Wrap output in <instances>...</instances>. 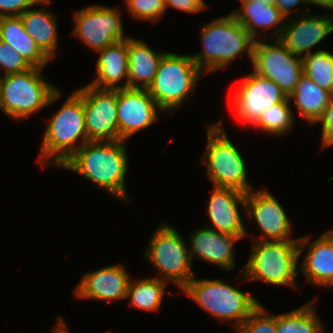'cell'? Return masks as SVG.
I'll use <instances>...</instances> for the list:
<instances>
[{
  "mask_svg": "<svg viewBox=\"0 0 333 333\" xmlns=\"http://www.w3.org/2000/svg\"><path fill=\"white\" fill-rule=\"evenodd\" d=\"M126 142L88 141L60 167L80 174L103 192L131 204L125 183L129 169Z\"/></svg>",
  "mask_w": 333,
  "mask_h": 333,
  "instance_id": "obj_1",
  "label": "cell"
},
{
  "mask_svg": "<svg viewBox=\"0 0 333 333\" xmlns=\"http://www.w3.org/2000/svg\"><path fill=\"white\" fill-rule=\"evenodd\" d=\"M44 133L37 159L43 168L46 165L60 168L88 142L83 98L77 90L68 96L60 109L49 119Z\"/></svg>",
  "mask_w": 333,
  "mask_h": 333,
  "instance_id": "obj_2",
  "label": "cell"
},
{
  "mask_svg": "<svg viewBox=\"0 0 333 333\" xmlns=\"http://www.w3.org/2000/svg\"><path fill=\"white\" fill-rule=\"evenodd\" d=\"M200 33L202 49L191 57L204 74L225 69L246 51L252 62L255 39L232 13L205 23Z\"/></svg>",
  "mask_w": 333,
  "mask_h": 333,
  "instance_id": "obj_3",
  "label": "cell"
},
{
  "mask_svg": "<svg viewBox=\"0 0 333 333\" xmlns=\"http://www.w3.org/2000/svg\"><path fill=\"white\" fill-rule=\"evenodd\" d=\"M41 72L42 68L32 67L21 73L0 75L1 112L21 121L58 101L61 91Z\"/></svg>",
  "mask_w": 333,
  "mask_h": 333,
  "instance_id": "obj_4",
  "label": "cell"
},
{
  "mask_svg": "<svg viewBox=\"0 0 333 333\" xmlns=\"http://www.w3.org/2000/svg\"><path fill=\"white\" fill-rule=\"evenodd\" d=\"M201 309L216 319L230 321L236 330L261 304L251 293L216 279L194 278L182 290Z\"/></svg>",
  "mask_w": 333,
  "mask_h": 333,
  "instance_id": "obj_5",
  "label": "cell"
},
{
  "mask_svg": "<svg viewBox=\"0 0 333 333\" xmlns=\"http://www.w3.org/2000/svg\"><path fill=\"white\" fill-rule=\"evenodd\" d=\"M299 240L262 241L252 243L247 263L238 276L244 282L261 280L279 286H294L299 274Z\"/></svg>",
  "mask_w": 333,
  "mask_h": 333,
  "instance_id": "obj_6",
  "label": "cell"
},
{
  "mask_svg": "<svg viewBox=\"0 0 333 333\" xmlns=\"http://www.w3.org/2000/svg\"><path fill=\"white\" fill-rule=\"evenodd\" d=\"M223 120L207 125V145L201 162L215 187L233 188L248 193L255 189L248 182L245 159L228 138Z\"/></svg>",
  "mask_w": 333,
  "mask_h": 333,
  "instance_id": "obj_7",
  "label": "cell"
},
{
  "mask_svg": "<svg viewBox=\"0 0 333 333\" xmlns=\"http://www.w3.org/2000/svg\"><path fill=\"white\" fill-rule=\"evenodd\" d=\"M203 74L191 55L166 52L147 90L162 112L171 113L183 107L188 96L194 94L195 86Z\"/></svg>",
  "mask_w": 333,
  "mask_h": 333,
  "instance_id": "obj_8",
  "label": "cell"
},
{
  "mask_svg": "<svg viewBox=\"0 0 333 333\" xmlns=\"http://www.w3.org/2000/svg\"><path fill=\"white\" fill-rule=\"evenodd\" d=\"M157 226L144 257L157 269L156 278L171 282L183 290L195 276L189 245H186V241L174 226L166 223Z\"/></svg>",
  "mask_w": 333,
  "mask_h": 333,
  "instance_id": "obj_9",
  "label": "cell"
},
{
  "mask_svg": "<svg viewBox=\"0 0 333 333\" xmlns=\"http://www.w3.org/2000/svg\"><path fill=\"white\" fill-rule=\"evenodd\" d=\"M251 65L256 74L275 82L287 97L304 74L302 58L292 54L278 38L255 40Z\"/></svg>",
  "mask_w": 333,
  "mask_h": 333,
  "instance_id": "obj_10",
  "label": "cell"
},
{
  "mask_svg": "<svg viewBox=\"0 0 333 333\" xmlns=\"http://www.w3.org/2000/svg\"><path fill=\"white\" fill-rule=\"evenodd\" d=\"M73 18L75 23L72 35L94 52L129 37L124 34L121 13L117 8L87 5L77 10Z\"/></svg>",
  "mask_w": 333,
  "mask_h": 333,
  "instance_id": "obj_11",
  "label": "cell"
},
{
  "mask_svg": "<svg viewBox=\"0 0 333 333\" xmlns=\"http://www.w3.org/2000/svg\"><path fill=\"white\" fill-rule=\"evenodd\" d=\"M76 90L83 98L88 141L119 140L117 90L99 89L89 84Z\"/></svg>",
  "mask_w": 333,
  "mask_h": 333,
  "instance_id": "obj_12",
  "label": "cell"
},
{
  "mask_svg": "<svg viewBox=\"0 0 333 333\" xmlns=\"http://www.w3.org/2000/svg\"><path fill=\"white\" fill-rule=\"evenodd\" d=\"M232 95V109L237 115L236 118L250 127L259 120L265 110L288 98L275 82L254 71L244 76Z\"/></svg>",
  "mask_w": 333,
  "mask_h": 333,
  "instance_id": "obj_13",
  "label": "cell"
},
{
  "mask_svg": "<svg viewBox=\"0 0 333 333\" xmlns=\"http://www.w3.org/2000/svg\"><path fill=\"white\" fill-rule=\"evenodd\" d=\"M245 214L257 224V230L263 233L262 241H285L291 239L292 224L283 206L267 189L251 190L246 193ZM261 238V239H260Z\"/></svg>",
  "mask_w": 333,
  "mask_h": 333,
  "instance_id": "obj_14",
  "label": "cell"
},
{
  "mask_svg": "<svg viewBox=\"0 0 333 333\" xmlns=\"http://www.w3.org/2000/svg\"><path fill=\"white\" fill-rule=\"evenodd\" d=\"M294 12L291 19H286L278 39L292 54L304 58L312 53L311 49L315 45L333 32V16L332 13L318 15L308 12L310 13L308 15L302 10H300L301 13L298 10Z\"/></svg>",
  "mask_w": 333,
  "mask_h": 333,
  "instance_id": "obj_15",
  "label": "cell"
},
{
  "mask_svg": "<svg viewBox=\"0 0 333 333\" xmlns=\"http://www.w3.org/2000/svg\"><path fill=\"white\" fill-rule=\"evenodd\" d=\"M119 140L127 141L132 135L157 122L162 110L147 89H117Z\"/></svg>",
  "mask_w": 333,
  "mask_h": 333,
  "instance_id": "obj_16",
  "label": "cell"
},
{
  "mask_svg": "<svg viewBox=\"0 0 333 333\" xmlns=\"http://www.w3.org/2000/svg\"><path fill=\"white\" fill-rule=\"evenodd\" d=\"M246 193L224 187H213L209 198L207 213L212 228L220 233L239 236L241 239L247 236V227L245 226L240 209L245 207Z\"/></svg>",
  "mask_w": 333,
  "mask_h": 333,
  "instance_id": "obj_17",
  "label": "cell"
},
{
  "mask_svg": "<svg viewBox=\"0 0 333 333\" xmlns=\"http://www.w3.org/2000/svg\"><path fill=\"white\" fill-rule=\"evenodd\" d=\"M125 265L115 264L82 275L74 296L89 300H123L127 297L130 275Z\"/></svg>",
  "mask_w": 333,
  "mask_h": 333,
  "instance_id": "obj_18",
  "label": "cell"
},
{
  "mask_svg": "<svg viewBox=\"0 0 333 333\" xmlns=\"http://www.w3.org/2000/svg\"><path fill=\"white\" fill-rule=\"evenodd\" d=\"M299 238V257L309 248L299 266L306 277V283L313 286L333 288V230L325 231L320 237L310 242L312 237Z\"/></svg>",
  "mask_w": 333,
  "mask_h": 333,
  "instance_id": "obj_19",
  "label": "cell"
},
{
  "mask_svg": "<svg viewBox=\"0 0 333 333\" xmlns=\"http://www.w3.org/2000/svg\"><path fill=\"white\" fill-rule=\"evenodd\" d=\"M189 240L192 262L194 258L202 259L225 271H231L236 266L234 244L241 240L239 236L220 233L205 225L195 229Z\"/></svg>",
  "mask_w": 333,
  "mask_h": 333,
  "instance_id": "obj_20",
  "label": "cell"
},
{
  "mask_svg": "<svg viewBox=\"0 0 333 333\" xmlns=\"http://www.w3.org/2000/svg\"><path fill=\"white\" fill-rule=\"evenodd\" d=\"M95 80L88 83L99 89H125L128 88V48L127 39L115 42L96 52ZM125 81L121 83L123 80ZM120 82V84H119Z\"/></svg>",
  "mask_w": 333,
  "mask_h": 333,
  "instance_id": "obj_21",
  "label": "cell"
},
{
  "mask_svg": "<svg viewBox=\"0 0 333 333\" xmlns=\"http://www.w3.org/2000/svg\"><path fill=\"white\" fill-rule=\"evenodd\" d=\"M231 13L235 16L249 34L255 39L260 38V32L266 31L265 29L274 28L275 30L270 34V37L265 38H279L282 30L284 29L286 19L281 12L273 5H267L260 0H247L241 7ZM276 27V28H275ZM261 28V29H259ZM259 29V30H258Z\"/></svg>",
  "mask_w": 333,
  "mask_h": 333,
  "instance_id": "obj_22",
  "label": "cell"
},
{
  "mask_svg": "<svg viewBox=\"0 0 333 333\" xmlns=\"http://www.w3.org/2000/svg\"><path fill=\"white\" fill-rule=\"evenodd\" d=\"M128 88L148 89L166 52L156 51L142 40L127 38Z\"/></svg>",
  "mask_w": 333,
  "mask_h": 333,
  "instance_id": "obj_23",
  "label": "cell"
},
{
  "mask_svg": "<svg viewBox=\"0 0 333 333\" xmlns=\"http://www.w3.org/2000/svg\"><path fill=\"white\" fill-rule=\"evenodd\" d=\"M52 0H39V8L28 9L20 15L27 34L36 42L39 48L51 59L55 58V53L59 43L57 28V17L46 7ZM46 7H45V6ZM45 7V8H44Z\"/></svg>",
  "mask_w": 333,
  "mask_h": 333,
  "instance_id": "obj_24",
  "label": "cell"
},
{
  "mask_svg": "<svg viewBox=\"0 0 333 333\" xmlns=\"http://www.w3.org/2000/svg\"><path fill=\"white\" fill-rule=\"evenodd\" d=\"M0 40L19 52L32 67L43 69L51 61L27 34L20 16L0 17Z\"/></svg>",
  "mask_w": 333,
  "mask_h": 333,
  "instance_id": "obj_25",
  "label": "cell"
},
{
  "mask_svg": "<svg viewBox=\"0 0 333 333\" xmlns=\"http://www.w3.org/2000/svg\"><path fill=\"white\" fill-rule=\"evenodd\" d=\"M293 100L297 112L309 125L315 124L329 106L333 94L320 88L306 75H302L294 92L288 97Z\"/></svg>",
  "mask_w": 333,
  "mask_h": 333,
  "instance_id": "obj_26",
  "label": "cell"
},
{
  "mask_svg": "<svg viewBox=\"0 0 333 333\" xmlns=\"http://www.w3.org/2000/svg\"><path fill=\"white\" fill-rule=\"evenodd\" d=\"M167 282L155 277L129 280L127 297L129 305L142 311H158L162 305Z\"/></svg>",
  "mask_w": 333,
  "mask_h": 333,
  "instance_id": "obj_27",
  "label": "cell"
},
{
  "mask_svg": "<svg viewBox=\"0 0 333 333\" xmlns=\"http://www.w3.org/2000/svg\"><path fill=\"white\" fill-rule=\"evenodd\" d=\"M314 300L290 312L276 315V333H324L317 308L313 306Z\"/></svg>",
  "mask_w": 333,
  "mask_h": 333,
  "instance_id": "obj_28",
  "label": "cell"
},
{
  "mask_svg": "<svg viewBox=\"0 0 333 333\" xmlns=\"http://www.w3.org/2000/svg\"><path fill=\"white\" fill-rule=\"evenodd\" d=\"M290 102L287 98L284 102L271 106L262 113L253 126L259 128L262 132H266L267 135L276 137L287 135L295 124V116L292 107H290Z\"/></svg>",
  "mask_w": 333,
  "mask_h": 333,
  "instance_id": "obj_29",
  "label": "cell"
},
{
  "mask_svg": "<svg viewBox=\"0 0 333 333\" xmlns=\"http://www.w3.org/2000/svg\"><path fill=\"white\" fill-rule=\"evenodd\" d=\"M302 60L304 75L320 88L333 94V54L327 50L318 49Z\"/></svg>",
  "mask_w": 333,
  "mask_h": 333,
  "instance_id": "obj_30",
  "label": "cell"
},
{
  "mask_svg": "<svg viewBox=\"0 0 333 333\" xmlns=\"http://www.w3.org/2000/svg\"><path fill=\"white\" fill-rule=\"evenodd\" d=\"M127 11L134 20L154 22L166 11L165 0H125Z\"/></svg>",
  "mask_w": 333,
  "mask_h": 333,
  "instance_id": "obj_31",
  "label": "cell"
},
{
  "mask_svg": "<svg viewBox=\"0 0 333 333\" xmlns=\"http://www.w3.org/2000/svg\"><path fill=\"white\" fill-rule=\"evenodd\" d=\"M263 305H259L236 329L237 333H276V315H269Z\"/></svg>",
  "mask_w": 333,
  "mask_h": 333,
  "instance_id": "obj_32",
  "label": "cell"
},
{
  "mask_svg": "<svg viewBox=\"0 0 333 333\" xmlns=\"http://www.w3.org/2000/svg\"><path fill=\"white\" fill-rule=\"evenodd\" d=\"M0 68L3 75L21 73L32 68V66L13 49L9 44L0 40Z\"/></svg>",
  "mask_w": 333,
  "mask_h": 333,
  "instance_id": "obj_33",
  "label": "cell"
},
{
  "mask_svg": "<svg viewBox=\"0 0 333 333\" xmlns=\"http://www.w3.org/2000/svg\"><path fill=\"white\" fill-rule=\"evenodd\" d=\"M317 123L322 125L321 148H327L330 145H333V98L331 99L329 106L315 124Z\"/></svg>",
  "mask_w": 333,
  "mask_h": 333,
  "instance_id": "obj_34",
  "label": "cell"
},
{
  "mask_svg": "<svg viewBox=\"0 0 333 333\" xmlns=\"http://www.w3.org/2000/svg\"><path fill=\"white\" fill-rule=\"evenodd\" d=\"M34 5H39V0H0V17L20 16Z\"/></svg>",
  "mask_w": 333,
  "mask_h": 333,
  "instance_id": "obj_35",
  "label": "cell"
},
{
  "mask_svg": "<svg viewBox=\"0 0 333 333\" xmlns=\"http://www.w3.org/2000/svg\"><path fill=\"white\" fill-rule=\"evenodd\" d=\"M165 2L166 8L172 7L173 9L189 14L207 9L204 0H165Z\"/></svg>",
  "mask_w": 333,
  "mask_h": 333,
  "instance_id": "obj_36",
  "label": "cell"
},
{
  "mask_svg": "<svg viewBox=\"0 0 333 333\" xmlns=\"http://www.w3.org/2000/svg\"><path fill=\"white\" fill-rule=\"evenodd\" d=\"M306 3V0H277L276 8L281 12V14L285 17V19H290L293 8L298 6L300 3Z\"/></svg>",
  "mask_w": 333,
  "mask_h": 333,
  "instance_id": "obj_37",
  "label": "cell"
},
{
  "mask_svg": "<svg viewBox=\"0 0 333 333\" xmlns=\"http://www.w3.org/2000/svg\"><path fill=\"white\" fill-rule=\"evenodd\" d=\"M59 319V320H58ZM51 333H70L68 327L65 324V320L58 316L56 326L52 327Z\"/></svg>",
  "mask_w": 333,
  "mask_h": 333,
  "instance_id": "obj_38",
  "label": "cell"
},
{
  "mask_svg": "<svg viewBox=\"0 0 333 333\" xmlns=\"http://www.w3.org/2000/svg\"><path fill=\"white\" fill-rule=\"evenodd\" d=\"M306 4H313L325 9L333 10V0H306Z\"/></svg>",
  "mask_w": 333,
  "mask_h": 333,
  "instance_id": "obj_39",
  "label": "cell"
},
{
  "mask_svg": "<svg viewBox=\"0 0 333 333\" xmlns=\"http://www.w3.org/2000/svg\"><path fill=\"white\" fill-rule=\"evenodd\" d=\"M262 2H265L267 5H276L277 0H260Z\"/></svg>",
  "mask_w": 333,
  "mask_h": 333,
  "instance_id": "obj_40",
  "label": "cell"
},
{
  "mask_svg": "<svg viewBox=\"0 0 333 333\" xmlns=\"http://www.w3.org/2000/svg\"><path fill=\"white\" fill-rule=\"evenodd\" d=\"M239 1H241L240 3H241V5L245 2V1H247V0H239Z\"/></svg>",
  "mask_w": 333,
  "mask_h": 333,
  "instance_id": "obj_41",
  "label": "cell"
},
{
  "mask_svg": "<svg viewBox=\"0 0 333 333\" xmlns=\"http://www.w3.org/2000/svg\"><path fill=\"white\" fill-rule=\"evenodd\" d=\"M0 110H1V93H0Z\"/></svg>",
  "mask_w": 333,
  "mask_h": 333,
  "instance_id": "obj_42",
  "label": "cell"
}]
</instances>
